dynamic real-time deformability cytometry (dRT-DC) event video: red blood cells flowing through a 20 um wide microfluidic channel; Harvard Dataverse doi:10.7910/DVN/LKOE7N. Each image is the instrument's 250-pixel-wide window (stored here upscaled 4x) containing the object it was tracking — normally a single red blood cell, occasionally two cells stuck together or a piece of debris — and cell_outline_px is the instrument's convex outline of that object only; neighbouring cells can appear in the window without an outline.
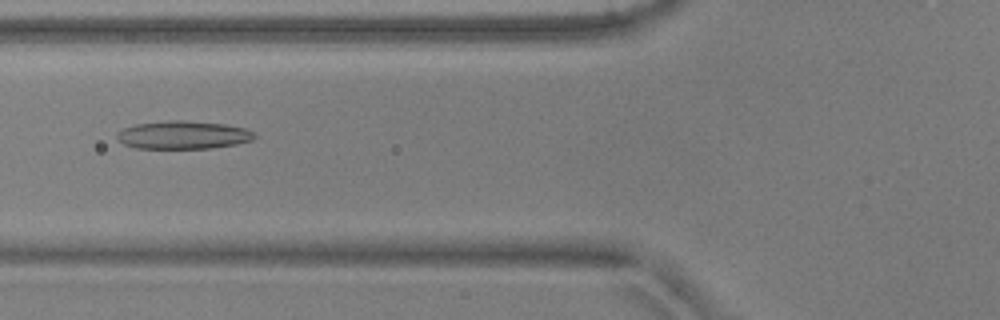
{"species": "common noctule bat (a hibernating species)", "species_latin": "Nyctalus noctula", "temperature_condition": "warm", "stored_images_in_passage": 6, "camera_frame_rate_fps": 3000, "um_per_image_px": 0.085, "animal": {"sex": "male", "body_mass_g": 17.9, "forearm_length_mm": 54.2}, "frame": {"image": 1, "passage_image": 4, "time_ms": 1.0, "image_size_px": [1000, 320], "cell_outline_px": [[256, 136], [252, 140], [236, 144], [212, 148], [136, 148], [124, 144], [116, 136], [124, 128], [136, 124], [168, 120], [184, 120], [224, 124], [244, 128], [252, 132]], "centroid_in_image_um": [15.58, 11.47], "position_along_channel_um": 110.2, "area_um2": 22.25}}
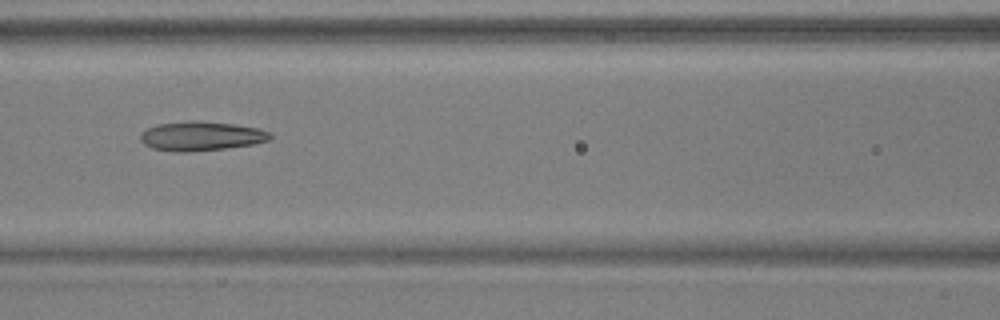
{"frame": {"image": 2, "passage_image": 5, "time_ms": 1.333, "image_size_px": [1000, 320], "cell_outline_px": [[272, 136], [268, 140], [252, 144], [224, 148], [188, 152], [176, 152], [152, 148], [144, 144], [140, 140], [140, 132], [156, 124], [192, 120], [196, 120], [232, 124], [260, 128], [268, 132]], "centroid_in_image_um": [17.05, 11.56], "position_along_channel_um": 149.6, "area_um2": 22.08}}
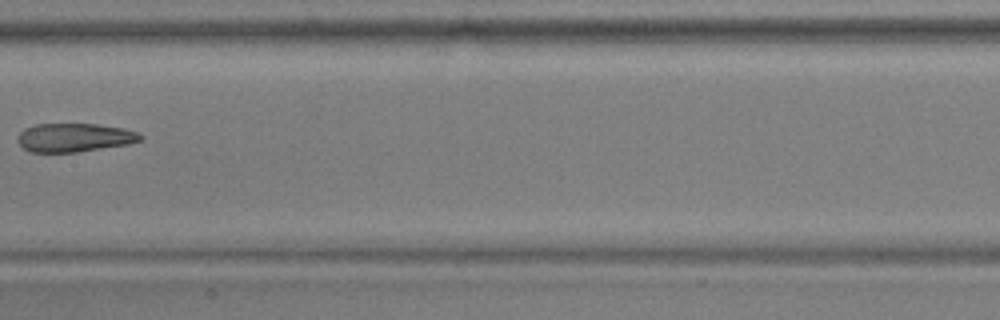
{"frame": {"image": 3, "passage_image": 6, "time_ms": 1.667, "image_size_px": [1000, 320], "cell_outline_px": [[144, 136], [140, 140], [128, 144], [76, 152], [28, 152], [16, 140], [16, 136], [24, 128], [36, 124], [96, 124], [124, 128], [136, 132]], "centroid_in_image_um": [6.28, 11.69], "position_along_channel_um": 201.1, "area_um2": 20.46}}